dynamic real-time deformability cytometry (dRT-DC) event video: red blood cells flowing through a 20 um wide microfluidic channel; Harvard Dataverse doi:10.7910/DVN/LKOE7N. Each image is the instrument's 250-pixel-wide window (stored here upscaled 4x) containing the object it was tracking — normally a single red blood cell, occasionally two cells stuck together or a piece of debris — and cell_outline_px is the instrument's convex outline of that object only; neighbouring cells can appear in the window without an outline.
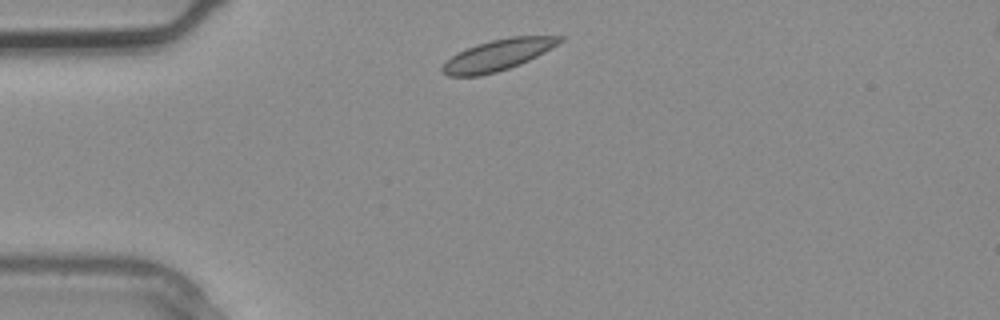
{"species": "common noctule bat (a hibernating species)", "species_latin": "Nyctalus noctula", "temperature_condition": "warm", "stored_images_in_passage": 1, "camera_frame_rate_fps": 3000, "um_per_image_px": 0.085, "animal": {"sex": "male", "body_mass_g": 20.4}, "frame": {"image": 1, "passage_image": 1, "time_ms": 0.0, "image_size_px": [1000, 320], "cell_outline_px": [[564, 40], [544, 52], [520, 64], [496, 72], [480, 76], [448, 76], [440, 72], [440, 68], [452, 56], [476, 44], [508, 36], [564, 36]], "centroid_in_image_um": [42.31, 4.68], "position_along_channel_um": 42.7, "area_um2": 21.04}}